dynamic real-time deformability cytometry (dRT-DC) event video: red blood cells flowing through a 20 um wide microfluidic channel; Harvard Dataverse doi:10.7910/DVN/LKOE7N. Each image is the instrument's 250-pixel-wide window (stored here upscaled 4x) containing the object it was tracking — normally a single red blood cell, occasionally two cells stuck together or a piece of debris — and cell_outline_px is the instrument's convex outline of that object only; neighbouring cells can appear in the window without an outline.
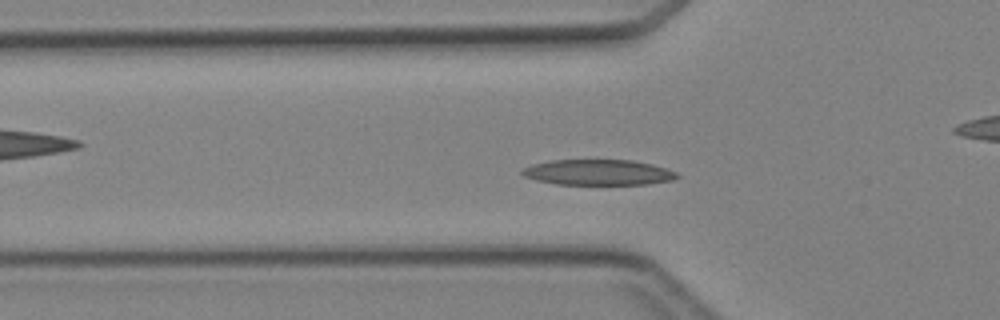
{"species": "Egyptian fruit bat (a non-hibernating species)", "species_latin": "Rousettus aegyptiacus", "temperature_condition": "cold", "stored_images_in_passage": 44, "camera_frame_rate_fps": 3000, "um_per_image_px": 0.085, "animal": {"sex": "female"}, "frame": {"image": 1, "passage_image": 12, "time_ms": 3.667, "image_size_px": [1000, 320], "cell_outline_px": [[680, 176], [672, 180], [648, 184], [556, 184], [536, 180], [524, 176], [520, 172], [524, 168], [532, 164], [552, 160], [632, 160], [652, 164], [676, 172]], "centroid_in_image_um": [50.84, 14.65], "position_along_channel_um": 75.0, "area_um2": 22.95}}
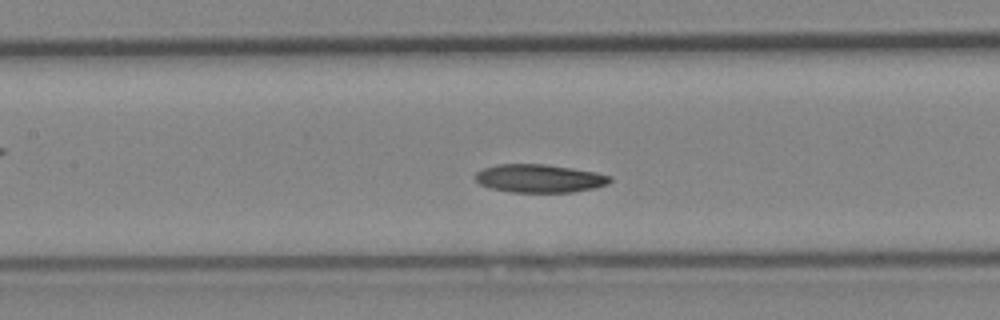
{"frame": {"image": 2, "passage_image": 18, "time_ms": 5.667, "image_size_px": [1000, 320], "cell_outline_px": [[612, 180], [608, 184], [596, 188], [572, 192], [512, 192], [488, 188], [480, 184], [476, 180], [476, 172], [484, 168], [496, 164], [544, 164], [572, 168], [596, 172], [612, 176]], "centroid_in_image_um": [45.87, 15.17], "position_along_channel_um": 161.5, "area_um2": 22.25}}
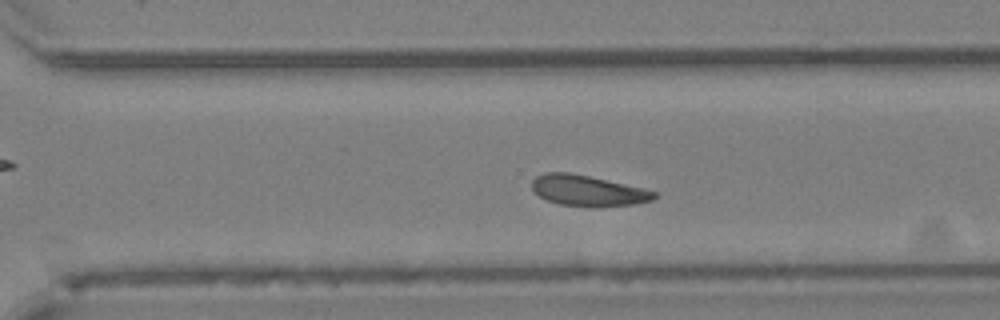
{"frame": {"image": 3, "passage_image": 29, "time_ms": 9.333, "image_size_px": [1000, 320], "cell_outline_px": [[656, 196], [652, 200], [636, 204], [592, 208], [588, 208], [560, 204], [548, 200], [540, 196], [532, 188], [532, 180], [536, 176], [544, 172], [568, 172], [588, 176], [644, 188], [656, 192]], "centroid_in_image_um": [49.97, 16.22], "position_along_channel_um": 320.6, "area_um2": 22.02}}